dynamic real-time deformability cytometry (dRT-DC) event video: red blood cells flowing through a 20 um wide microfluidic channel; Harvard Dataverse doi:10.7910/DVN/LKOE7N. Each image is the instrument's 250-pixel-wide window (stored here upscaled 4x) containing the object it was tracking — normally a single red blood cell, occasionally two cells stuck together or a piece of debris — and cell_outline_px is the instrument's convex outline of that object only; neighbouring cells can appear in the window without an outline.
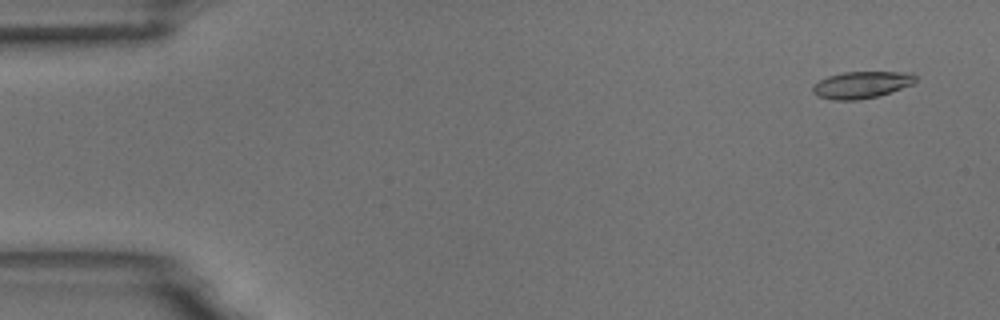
{"species": "common noctule bat (a hibernating species)", "species_latin": "Nyctalus noctula", "temperature_condition": "room temperature", "stored_images_in_passage": 4, "camera_frame_rate_fps": 3000, "um_per_image_px": 0.085, "animal": {"sex": "male", "body_mass_g": 18.8}, "frame": {"image": 1, "passage_image": 1, "time_ms": 0.0, "image_size_px": [1000, 320], "cell_outline_px": [[916, 80], [912, 84], [876, 96], [860, 100], [832, 100], [820, 96], [812, 92], [812, 84], [828, 76], [844, 72], [912, 72], [916, 76]], "centroid_in_image_um": [73.2, 7.2], "position_along_channel_um": 11.8, "area_um2": 15.95}}
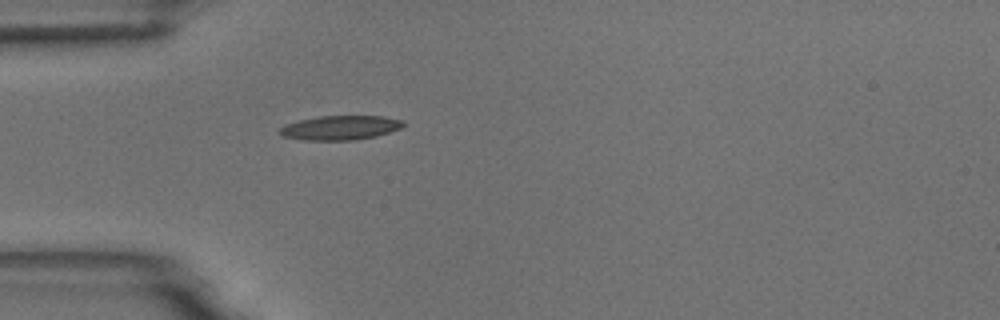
{"frame": {"image": 2, "passage_image": 4, "time_ms": 4.333, "image_size_px": [1000, 320], "cell_outline_px": [[404, 124], [400, 128], [376, 136], [356, 140], [304, 140], [284, 136], [276, 132], [280, 128], [288, 124], [300, 120], [320, 116], [384, 116], [404, 120]], "centroid_in_image_um": [28.94, 10.86], "position_along_channel_um": 56.1, "area_um2": 17.4}}